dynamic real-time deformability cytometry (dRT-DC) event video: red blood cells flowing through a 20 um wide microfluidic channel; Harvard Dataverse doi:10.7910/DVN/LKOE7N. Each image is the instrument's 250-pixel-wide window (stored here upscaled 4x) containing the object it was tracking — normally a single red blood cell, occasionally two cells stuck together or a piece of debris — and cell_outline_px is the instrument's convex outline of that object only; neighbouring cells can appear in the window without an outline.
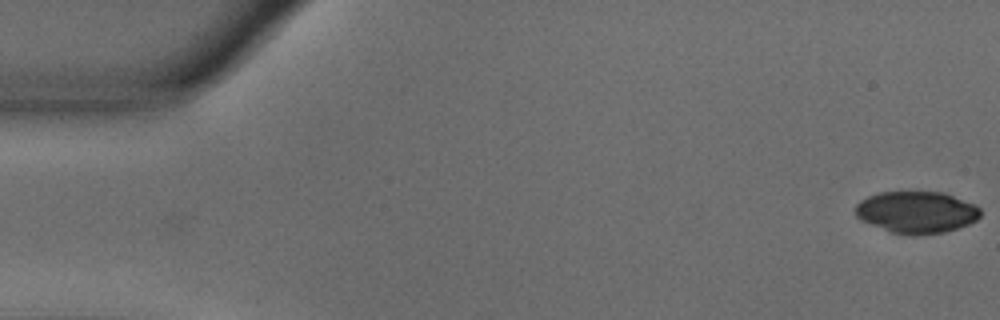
{"species": "common noctule bat (a hibernating species)", "species_latin": "Nyctalus noctula", "temperature_condition": "warm", "stored_images_in_passage": 55, "camera_frame_rate_fps": 3000, "um_per_image_px": 0.085, "animal": {"sex": "male", "body_mass_g": 18.8}, "frame": {"image": 1, "passage_image": 1, "time_ms": 0.0, "image_size_px": [1000, 320], "cell_outline_px": [[980, 216], [976, 220], [968, 224], [944, 232], [916, 236], [912, 236], [888, 232], [860, 220], [856, 216], [856, 204], [860, 200], [868, 196], [880, 192], [944, 192], [976, 204], [980, 208]], "centroid_in_image_um": [77.89, 18.04], "position_along_channel_um": 7.1, "area_um2": 30.81}}
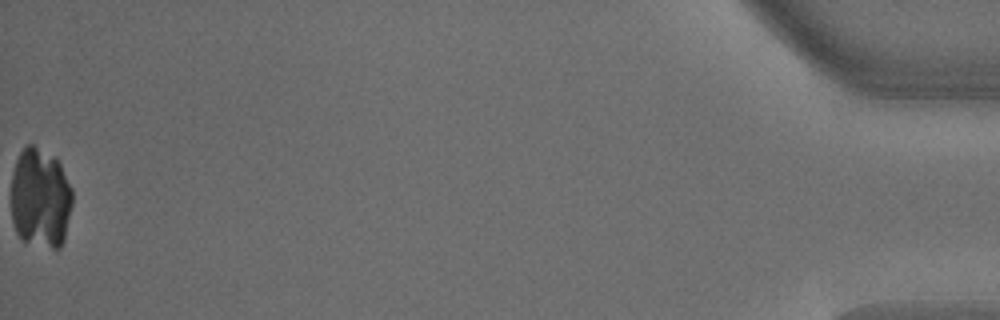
{"frame": {"image": 2, "passage_image": 55, "time_ms": 18.0, "image_size_px": [1000, 320], "cell_outline_px": [[72, 204], [64, 240], [60, 248], [52, 248], [20, 240], [16, 232], [12, 220], [12, 172], [16, 160], [24, 144], [32, 144], [56, 156], [72, 188]], "centroid_in_image_um": [3.43, 16.82], "position_along_channel_um": 431.8, "area_um2": 36.18}}